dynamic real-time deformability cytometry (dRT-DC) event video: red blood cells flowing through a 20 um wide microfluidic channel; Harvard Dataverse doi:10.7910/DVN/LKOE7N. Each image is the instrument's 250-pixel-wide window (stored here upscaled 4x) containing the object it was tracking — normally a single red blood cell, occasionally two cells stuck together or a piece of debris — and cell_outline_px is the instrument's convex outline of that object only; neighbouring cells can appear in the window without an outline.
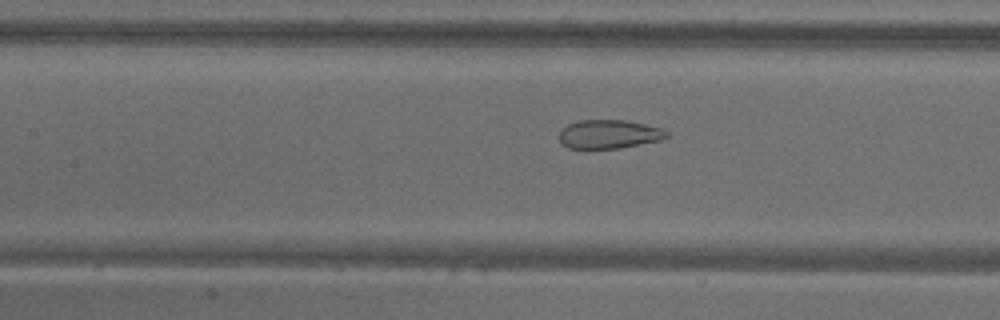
{"species": "common noctule bat (a hibernating species)", "species_latin": "Nyctalus noctula", "temperature_condition": "warm", "stored_images_in_passage": 53, "camera_frame_rate_fps": 3000, "um_per_image_px": 0.085, "animal": {"sex": "male", "body_mass_g": 18.8}, "frame": {"image": 1, "passage_image": 24, "time_ms": 7.667, "image_size_px": [1000, 320], "cell_outline_px": [[668, 136], [660, 140], [620, 148], [568, 148], [560, 144], [560, 132], [568, 124], [580, 120], [624, 120], [644, 124], [660, 128], [668, 132]], "centroid_in_image_um": [51.75, 11.41], "position_along_channel_um": 155.7, "area_um2": 17.8}}
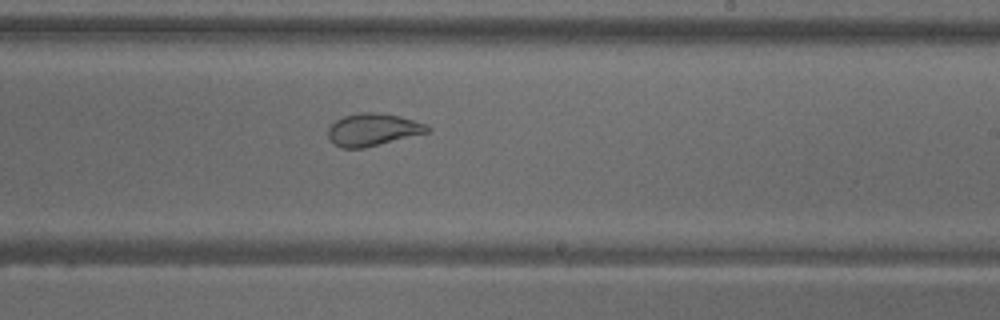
{"frame": {"image": 2, "passage_image": 32, "time_ms": 10.333, "image_size_px": [1000, 320], "cell_outline_px": [[432, 132], [364, 148], [340, 148], [332, 144], [328, 136], [328, 128], [336, 120], [344, 116], [360, 112], [376, 112], [400, 116], [424, 124], [432, 128]], "centroid_in_image_um": [31.7, 11.03], "position_along_channel_um": 257.3, "area_um2": 18.96}}
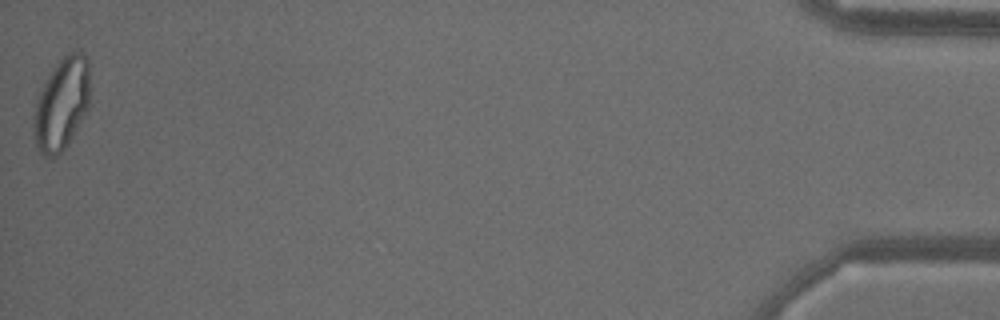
{"frame": {"image": 3, "passage_image": 53, "time_ms": 17.333, "image_size_px": [1000, 320], "cell_outline_px": [[88, 108], [68, 144], [56, 156], [44, 156], [40, 152], [36, 144], [32, 128], [32, 116], [36, 96], [44, 80], [56, 64], [68, 52], [80, 52], [88, 60]], "centroid_in_image_um": [5.18, 8.84], "position_along_channel_um": 430.0, "area_um2": 30.23}, "authors_computed_cell_mechanics": {"area_um2": 25.721, "velocity_mm_per_s": 3.8239, "shape_relaxation_time_tau1_ms": null, "shape_relaxation_time_tau2_ms": 0.9666, "deformation_change_tau1": null, "deformation_change_tau2": 0.0584}}